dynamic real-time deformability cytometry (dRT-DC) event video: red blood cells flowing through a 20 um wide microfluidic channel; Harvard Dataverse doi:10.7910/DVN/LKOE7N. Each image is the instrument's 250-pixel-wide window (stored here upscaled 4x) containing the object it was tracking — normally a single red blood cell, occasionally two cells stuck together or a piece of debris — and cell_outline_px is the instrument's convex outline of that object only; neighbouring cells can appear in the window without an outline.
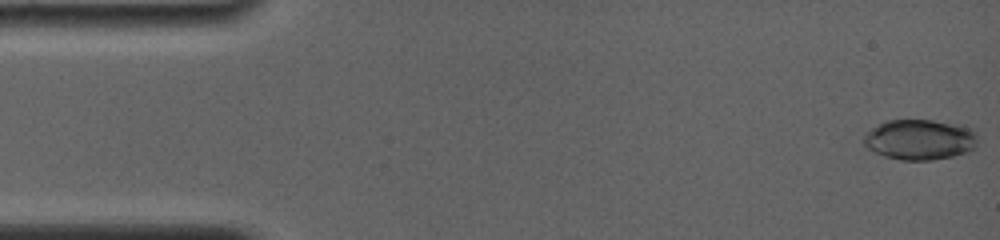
{"species": "common noctule bat (a hibernating species)", "species_latin": "Nyctalus noctula", "temperature_condition": "room temperature", "stored_images_in_passage": 51, "camera_frame_rate_fps": 4000, "um_per_image_px": 0.085, "animal": {"sex": "female", "body_mass_g": 19.0, "forearm_length_mm": 56.7}, "frame": {"image": 1, "passage_image": 1, "time_ms": 0.0, "image_size_px": [1000, 240], "cell_outline_px": [[976, 144], [968, 152], [952, 156], [932, 160], [900, 160], [884, 156], [868, 148], [864, 144], [864, 136], [872, 128], [888, 120], [932, 120], [960, 124], [972, 128], [976, 132]], "centroid_in_image_um": [78.21, 11.86], "position_along_channel_um": 6.8, "area_um2": 26.76}}
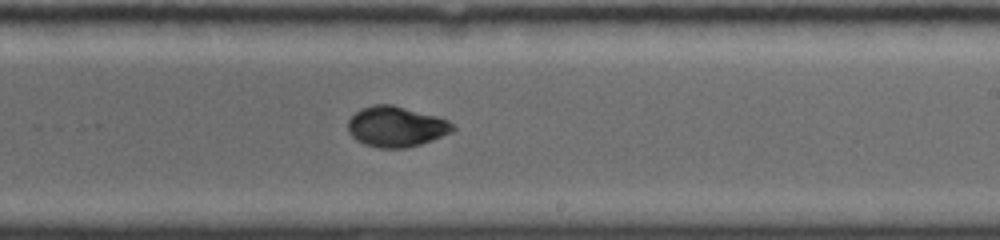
{"frame": {"image": 2, "passage_image": 33, "time_ms": 9.75, "image_size_px": [1000, 240], "cell_outline_px": [[456, 128], [452, 132], [432, 140], [408, 148], [380, 148], [364, 144], [356, 140], [348, 132], [348, 120], [360, 108], [372, 104], [392, 104], [436, 116], [448, 120]], "centroid_in_image_um": [33.65, 10.76], "position_along_channel_um": 255.3, "area_um2": 24.8}}
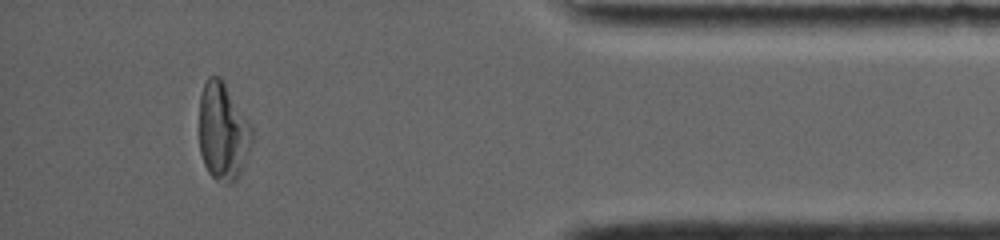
{"frame": {"image": 3, "passage_image": 51, "time_ms": 14.75, "image_size_px": [1000, 240], "cell_outline_px": [[252, 144], [240, 176], [232, 184], [224, 184], [216, 180], [208, 172], [204, 164], [200, 152], [200, 96], [204, 84], [208, 76], [220, 76], [224, 80], [248, 120], [252, 128]], "centroid_in_image_um": [18.96, 11.21], "position_along_channel_um": 416.2, "area_um2": 30.35}, "authors_computed_cell_mechanics": {"area_um2": 24.7962, "velocity_mm_per_s": 3.819, "shape_relaxation_time_tau1_ms": 3.8073, "shape_relaxation_time_tau2_ms": 3.7829, "deformation_change_tau1": 0.1728, "deformation_change_tau2": 0.0421}}